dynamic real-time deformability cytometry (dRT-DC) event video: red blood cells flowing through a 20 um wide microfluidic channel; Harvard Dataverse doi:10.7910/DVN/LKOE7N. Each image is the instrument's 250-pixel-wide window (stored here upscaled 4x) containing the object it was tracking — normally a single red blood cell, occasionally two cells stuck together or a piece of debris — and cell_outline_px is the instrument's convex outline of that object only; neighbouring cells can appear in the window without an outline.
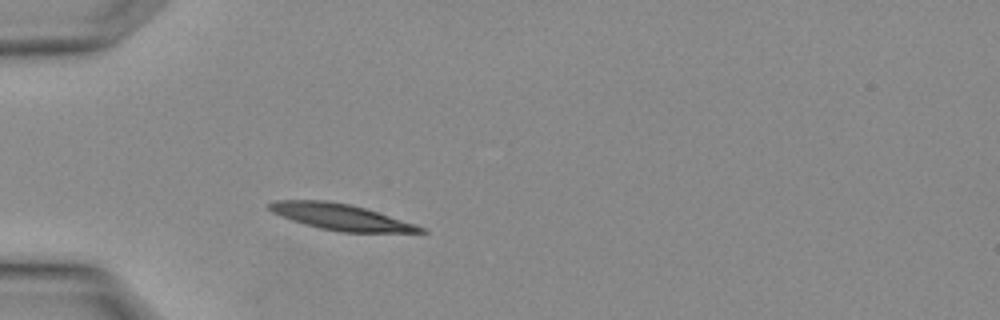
{"species": "Egyptian fruit bat (a non-hibernating species)", "species_latin": "Rousettus aegyptiacus", "temperature_condition": "warm", "stored_images_in_passage": 1, "camera_frame_rate_fps": 3000, "um_per_image_px": 0.085, "animal": {"sex": "female"}, "frame": {"image": 1, "passage_image": 1, "time_ms": 0.0, "image_size_px": [1000, 320], "cell_outline_px": [[428, 232], [340, 232], [320, 228], [304, 224], [292, 220], [272, 212], [268, 208], [268, 204], [276, 200], [328, 200], [352, 204], [416, 224], [424, 228]], "centroid_in_image_um": [28.95, 18.43], "position_along_channel_um": 56.0, "area_um2": 22.89}}